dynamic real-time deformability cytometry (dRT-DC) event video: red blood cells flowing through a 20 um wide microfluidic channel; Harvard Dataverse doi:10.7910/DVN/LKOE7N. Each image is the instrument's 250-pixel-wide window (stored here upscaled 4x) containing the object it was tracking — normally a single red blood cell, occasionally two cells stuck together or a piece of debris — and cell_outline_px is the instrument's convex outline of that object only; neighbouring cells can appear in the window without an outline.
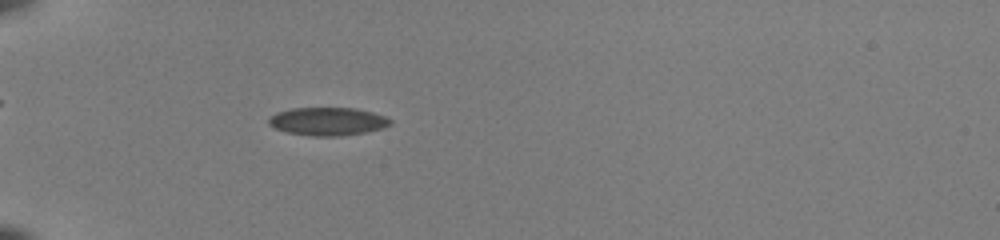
{"species": "common noctule bat (a hibernating species)", "species_latin": "Nyctalus noctula", "temperature_condition": "room temperature", "stored_images_in_passage": 43, "camera_frame_rate_fps": 3000, "um_per_image_px": 0.085, "animal": {"sex": "female", "body_mass_g": 22.0, "forearm_length_mm": 56.7}, "frame": {"image": 1, "passage_image": 8, "time_ms": 2.333, "image_size_px": [1000, 240], "cell_outline_px": [[392, 124], [384, 128], [364, 132], [336, 136], [312, 136], [288, 132], [276, 128], [268, 124], [268, 116], [276, 112], [292, 108], [356, 108], [372, 112], [384, 116], [392, 120]], "centroid_in_image_um": [27.85, 10.31], "position_along_channel_um": 57.2, "area_um2": 19.88}}
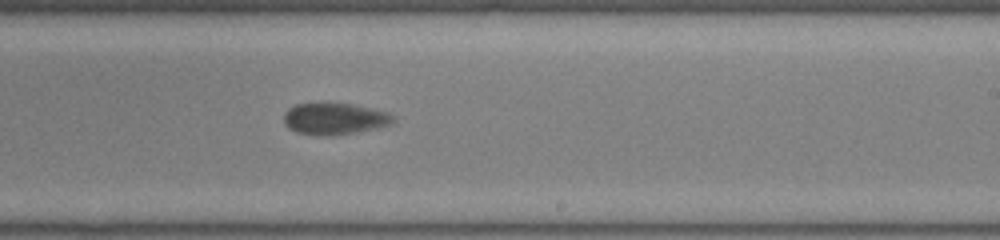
{"frame": {"image": 2, "passage_image": 25, "time_ms": 8.0, "image_size_px": [1000, 240], "cell_outline_px": [[396, 120], [392, 124], [376, 128], [356, 132], [332, 136], [320, 136], [296, 132], [288, 128], [284, 124], [284, 116], [288, 108], [296, 104], [352, 104], [388, 112], [396, 116]], "centroid_in_image_um": [28.46, 10.11], "position_along_channel_um": 260.5, "area_um2": 20.17}}
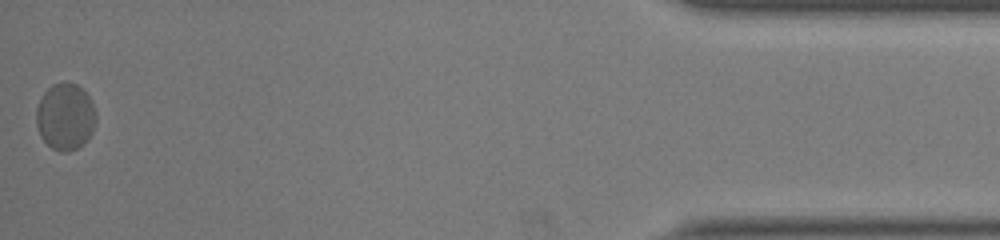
{"frame": {"image": 3, "passage_image": 43, "time_ms": 14.0, "image_size_px": [1000, 240], "cell_outline_px": [[96, 120], [92, 132], [88, 140], [76, 148], [68, 152], [60, 152], [52, 148], [40, 136], [36, 124], [36, 108], [40, 96], [52, 84], [76, 84], [88, 96], [96, 112]], "centroid_in_image_um": [5.53, 9.94], "position_along_channel_um": 429.7, "area_um2": 23.12}, "authors_computed_cell_mechanics": {"area_um2": 20.6346, "velocity_mm_per_s": 3.9401, "shape_relaxation_time_tau1_ms": 5.6896, "shape_relaxation_time_tau2_ms": null, "deformation_change_tau1": 0.1163, "deformation_change_tau2": null}}